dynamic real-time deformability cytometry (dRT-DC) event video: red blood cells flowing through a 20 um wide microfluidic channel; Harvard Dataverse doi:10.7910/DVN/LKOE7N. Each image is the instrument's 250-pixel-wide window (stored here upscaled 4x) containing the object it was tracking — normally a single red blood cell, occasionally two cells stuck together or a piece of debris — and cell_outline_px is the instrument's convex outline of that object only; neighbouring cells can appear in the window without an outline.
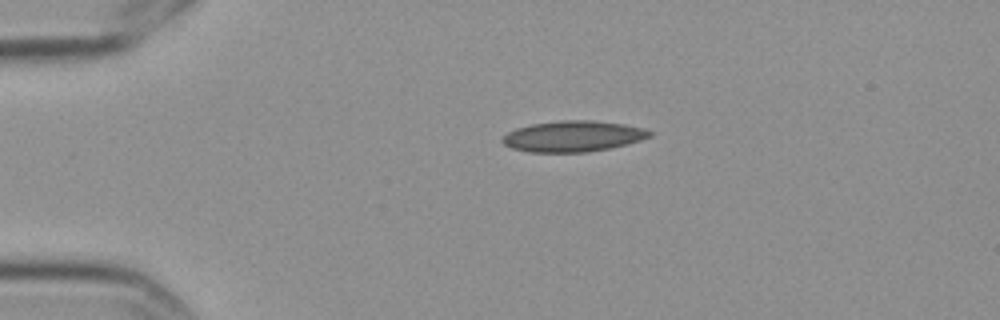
{"species": "Egyptian fruit bat (a non-hibernating species)", "species_latin": "Rousettus aegyptiacus", "temperature_condition": "cold", "stored_images_in_passage": 3, "camera_frame_rate_fps": 3000, "um_per_image_px": 0.085, "frame": {"image": 1, "passage_image": 1, "time_ms": 0.0, "image_size_px": [1000, 320], "cell_outline_px": [[652, 136], [628, 144], [588, 152], [528, 152], [512, 148], [504, 144], [500, 140], [500, 136], [516, 128], [532, 124], [560, 120], [592, 120], [624, 124], [644, 128], [652, 132]], "centroid_in_image_um": [48.69, 11.58], "position_along_channel_um": 36.3, "area_um2": 26.65}}
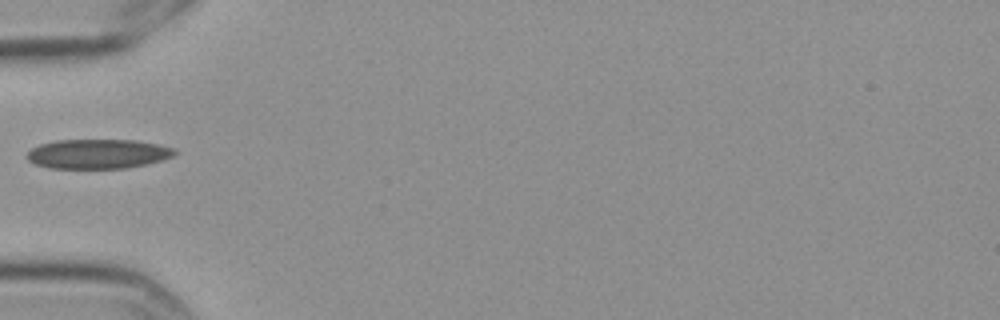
{"frame": {"image": 2, "passage_image": 3, "time_ms": 0.667, "image_size_px": [1000, 320], "cell_outline_px": [[176, 152], [172, 156], [148, 164], [124, 168], [48, 168], [36, 164], [28, 160], [24, 156], [32, 148], [40, 144], [56, 140], [136, 140], [160, 144], [176, 148]], "centroid_in_image_um": [8.32, 13.07], "position_along_channel_um": 76.7, "area_um2": 25.49}}